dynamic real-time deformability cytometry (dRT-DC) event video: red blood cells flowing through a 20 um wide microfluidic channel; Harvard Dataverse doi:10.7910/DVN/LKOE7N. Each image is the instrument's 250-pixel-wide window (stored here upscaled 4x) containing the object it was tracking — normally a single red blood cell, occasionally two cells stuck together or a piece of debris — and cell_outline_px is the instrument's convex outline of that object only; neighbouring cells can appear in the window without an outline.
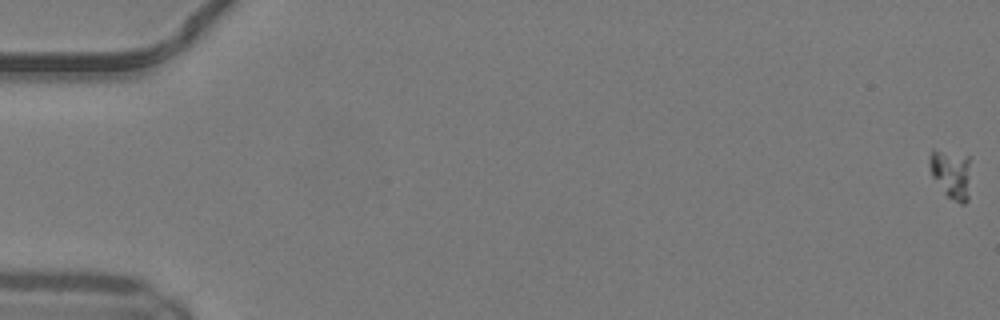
{"species": "common noctule bat (a hibernating species)", "species_latin": "Nyctalus noctula", "temperature_condition": "warm", "stored_images_in_passage": 53, "camera_frame_rate_fps": 3000, "um_per_image_px": 0.085, "animal": {"sex": "male", "body_mass_g": 19.2, "forearm_length_mm": 51.8}, "frame": {"image": 1, "passage_image": 1, "time_ms": 0.0, "image_size_px": [1000, 320], "cell_outline_px": [[972, 156], [968, 200], [964, 204], [960, 204], [948, 196], [944, 192], [932, 176], [928, 164], [928, 156], [932, 148]], "centroid_in_image_um": [80.88, 14.72], "position_along_channel_um": 4.1, "area_um2": 12.37}}
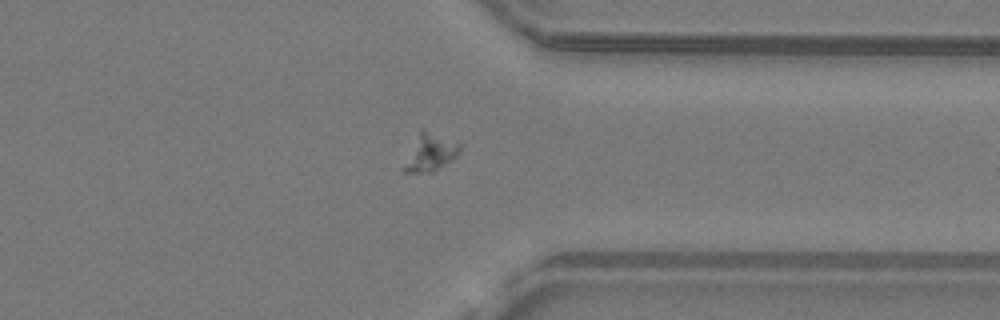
{"frame": {"image": 2, "passage_image": 42, "time_ms": 13.667, "image_size_px": [1000, 320], "cell_outline_px": [[460, 152], [452, 160], [432, 172], [404, 172], [400, 168], [420, 132], [424, 128], [460, 144]], "centroid_in_image_um": [36.55, 12.99], "position_along_channel_um": 374.9, "area_um2": 11.91}}
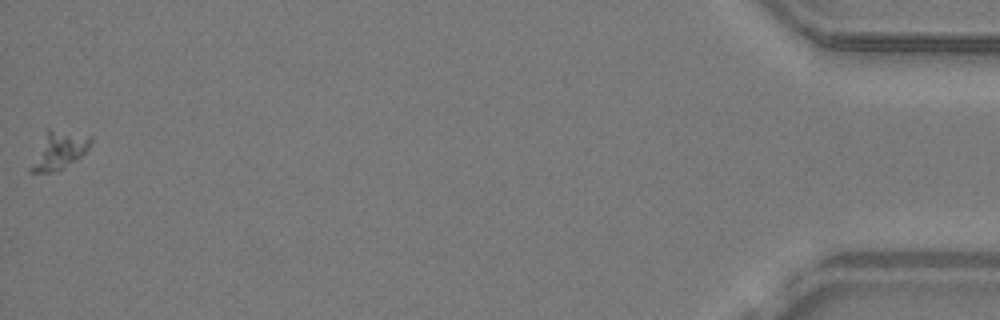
{"frame": {"image": 3, "passage_image": 53, "time_ms": 17.333, "image_size_px": [1000, 320], "cell_outline_px": [[92, 140], [88, 148], [76, 160], [60, 172], [28, 172], [28, 168], [48, 128], [92, 136]], "centroid_in_image_um": [5.0, 12.82], "position_along_channel_um": 430.2, "area_um2": 13.12}}